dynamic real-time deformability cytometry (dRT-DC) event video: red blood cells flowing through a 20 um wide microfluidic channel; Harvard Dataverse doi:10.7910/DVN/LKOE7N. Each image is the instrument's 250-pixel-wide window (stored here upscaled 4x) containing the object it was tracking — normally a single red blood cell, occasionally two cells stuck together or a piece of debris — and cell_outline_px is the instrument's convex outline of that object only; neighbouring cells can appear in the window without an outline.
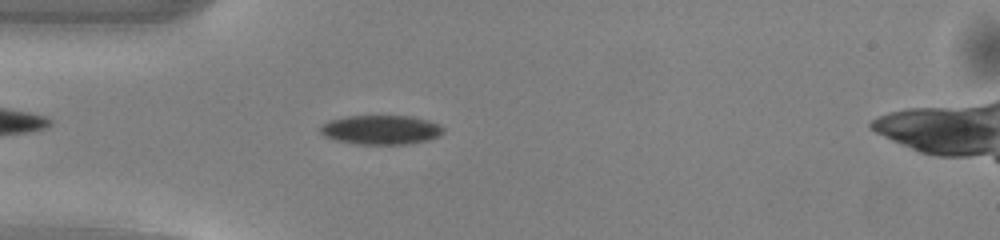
{"species": "common noctule bat (a hibernating species)", "species_latin": "Nyctalus noctula", "temperature_condition": "warm", "stored_images_in_passage": 33, "camera_frame_rate_fps": 3000, "um_per_image_px": 0.085, "animal": {"sex": "male", "body_mass_g": 13.0, "forearm_length_mm": 53.1}, "frame": {"image": 1, "passage_image": 4, "time_ms": 1.0, "image_size_px": [1000, 240], "cell_outline_px": [[444, 132], [440, 136], [428, 140], [408, 144], [356, 144], [336, 140], [324, 136], [320, 132], [320, 128], [324, 124], [332, 120], [344, 116], [412, 116], [428, 120], [440, 124], [444, 128]], "centroid_in_image_um": [32.43, 11.03], "position_along_channel_um": 52.6, "area_um2": 21.04}}
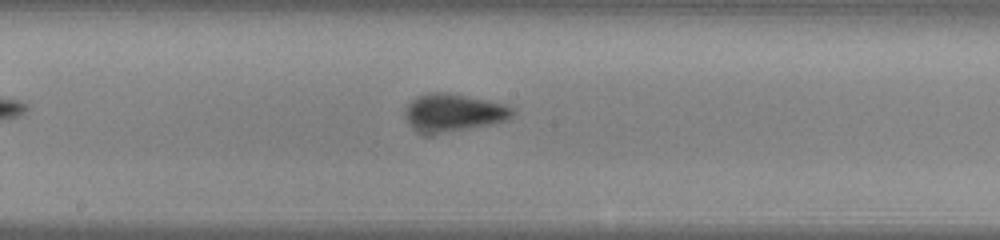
{"frame": {"image": 2, "passage_image": 16, "time_ms": 5.0, "image_size_px": [1000, 240], "cell_outline_px": [[516, 112], [508, 120], [492, 124], [432, 136], [420, 132], [412, 128], [408, 124], [404, 116], [404, 108], [416, 96], [428, 92], [448, 92], [488, 100], [504, 104], [516, 108]], "centroid_in_image_um": [38.53, 9.59], "position_along_channel_um": 209.7, "area_um2": 24.39}}
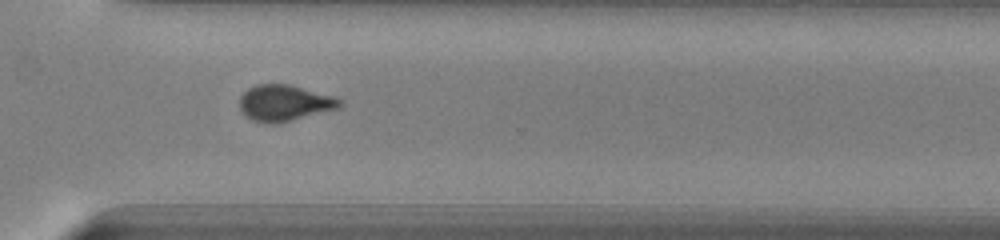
{"frame": {"image": 3, "passage_image": 26, "time_ms": 8.333, "image_size_px": [1000, 240], "cell_outline_px": [[344, 104], [336, 108], [272, 124], [268, 124], [252, 120], [240, 108], [240, 96], [248, 88], [256, 84], [288, 84], [336, 96], [344, 100]], "centroid_in_image_um": [24.19, 8.72], "position_along_channel_um": 346.4, "area_um2": 20.75}, "authors_computed_cell_mechanics": {"area_um2": 21.4438, "velocity_mm_per_s": 4.1157, "shape_relaxation_time_tau1_ms": 2.5407, "shape_relaxation_time_tau2_ms": 1.7779, "deformation_change_tau1": 0.1211, "deformation_change_tau2": 0.0742}}